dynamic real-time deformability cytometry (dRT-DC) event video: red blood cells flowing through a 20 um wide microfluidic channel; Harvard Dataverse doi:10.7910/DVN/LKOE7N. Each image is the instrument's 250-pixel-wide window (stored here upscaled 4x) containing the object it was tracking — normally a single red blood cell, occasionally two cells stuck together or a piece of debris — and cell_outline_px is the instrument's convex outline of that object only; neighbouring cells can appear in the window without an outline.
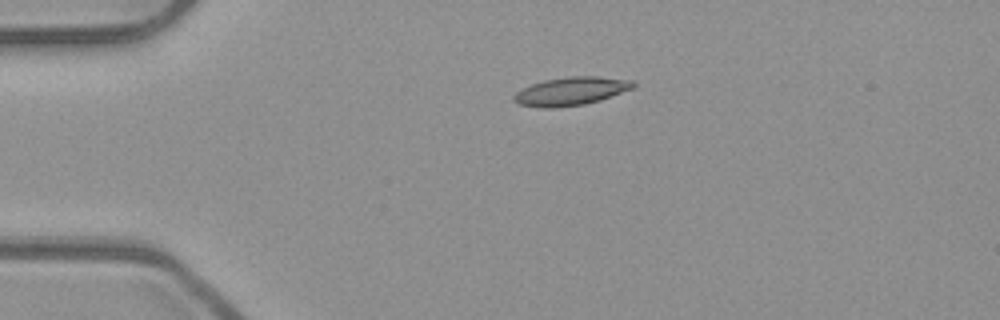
{"species": "common noctule bat (a hibernating species)", "species_latin": "Nyctalus noctula", "temperature_condition": "room temperature", "stored_images_in_passage": 42, "camera_frame_rate_fps": 3000, "um_per_image_px": 0.085, "animal": {"sex": "male", "body_mass_g": 23.1, "forearm_length_mm": 52.7}, "frame": {"image": 1, "passage_image": 1, "time_ms": 0.0, "image_size_px": [1000, 320], "cell_outline_px": [[636, 88], [600, 100], [584, 104], [556, 108], [544, 108], [520, 104], [512, 100], [512, 96], [516, 92], [532, 84], [544, 80], [572, 76], [596, 76], [632, 80], [636, 84]], "centroid_in_image_um": [48.57, 7.75], "position_along_channel_um": 36.4, "area_um2": 19.71}}
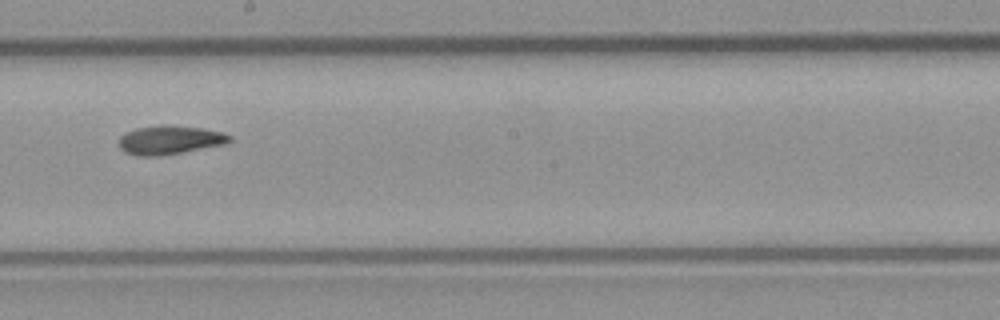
{"frame": {"image": 2, "passage_image": 19, "time_ms": 6.0, "image_size_px": [1000, 320], "cell_outline_px": [[232, 140], [224, 144], [160, 156], [136, 156], [124, 152], [120, 148], [120, 136], [136, 128], [160, 124], [164, 124], [204, 128], [224, 132], [232, 136]], "centroid_in_image_um": [14.44, 11.88], "position_along_channel_um": 233.8, "area_um2": 18.67}}
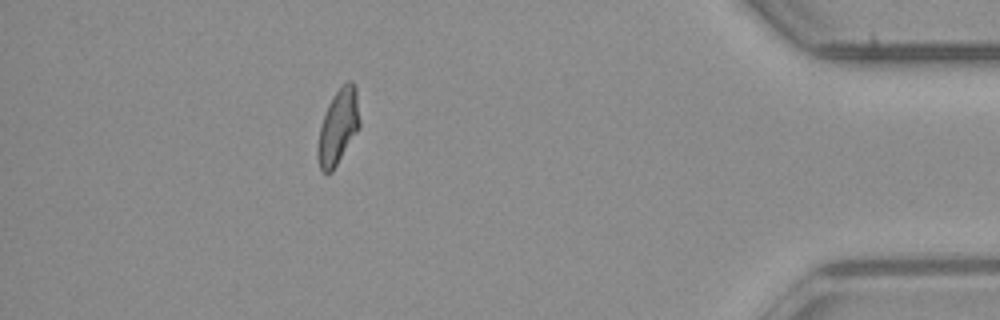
{"frame": {"image": 3, "passage_image": 36, "time_ms": 11.667, "image_size_px": [1000, 320], "cell_outline_px": [[360, 128], [332, 172], [324, 172], [320, 168], [316, 156], [316, 152], [320, 128], [328, 104], [332, 96], [348, 80], [352, 80], [356, 84], [360, 120]], "centroid_in_image_um": [28.76, 10.76], "position_along_channel_um": 406.4, "area_um2": 18.44}, "authors_computed_cell_mechanics": {"area_um2": 18.1781, "velocity_mm_per_s": 3.9469, "shape_relaxation_time_tau1_ms": null, "shape_relaxation_time_tau2_ms": 3.49, "deformation_change_tau1": null, "deformation_change_tau2": 0.1011}}